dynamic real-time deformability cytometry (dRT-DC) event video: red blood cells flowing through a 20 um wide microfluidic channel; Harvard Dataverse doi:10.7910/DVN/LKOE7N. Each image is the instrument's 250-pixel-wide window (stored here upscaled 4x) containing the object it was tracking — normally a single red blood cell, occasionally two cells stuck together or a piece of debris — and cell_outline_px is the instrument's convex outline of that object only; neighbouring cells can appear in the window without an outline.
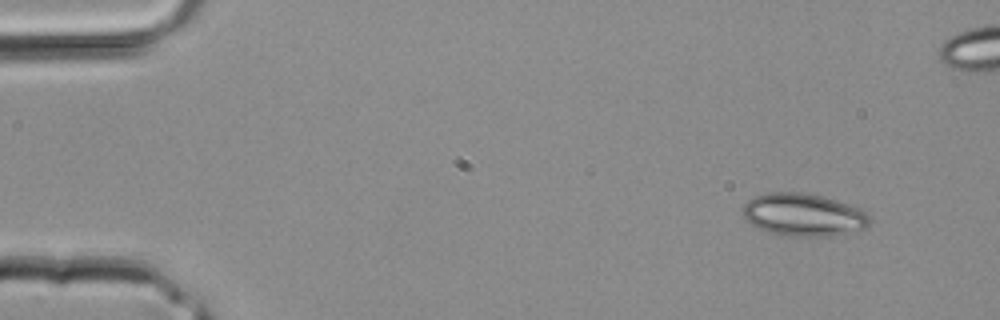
{"species": "common noctule bat (a hibernating species)", "species_latin": "Nyctalus noctula", "temperature_condition": "room temperature", "stored_images_in_passage": 2, "camera_frame_rate_fps": 3000, "um_per_image_px": 0.085, "animal": {"sex": "male", "body_mass_g": 20.4}, "frame": {"image": 1, "passage_image": 2, "time_ms": 0.333, "image_size_px": [1000, 320], "cell_outline_px": [[872, 220], [864, 228], [828, 236], [784, 236], [768, 232], [752, 224], [744, 216], [744, 204], [748, 200], [756, 196], [772, 192], [800, 192], [820, 196], [836, 200], [860, 208]], "centroid_in_image_um": [68.29, 18.25], "position_along_channel_um": 16.7, "area_um2": 31.04}}